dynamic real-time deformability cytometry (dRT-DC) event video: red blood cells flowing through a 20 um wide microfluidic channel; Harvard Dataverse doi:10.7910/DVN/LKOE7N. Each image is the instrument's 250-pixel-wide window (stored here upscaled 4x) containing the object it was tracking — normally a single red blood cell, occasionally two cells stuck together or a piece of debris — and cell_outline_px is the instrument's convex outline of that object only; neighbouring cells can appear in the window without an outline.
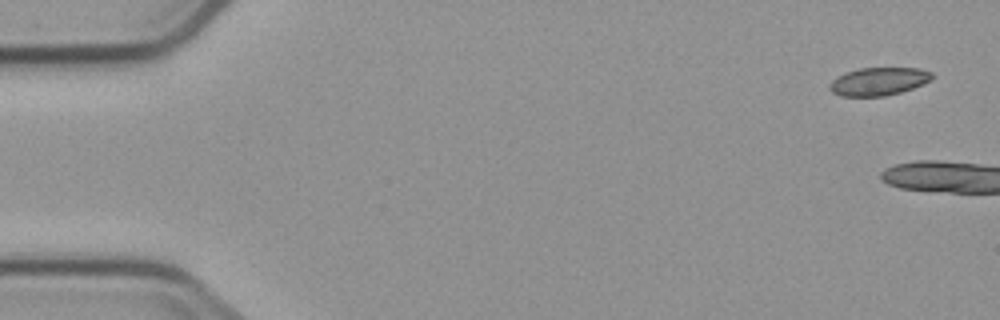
{"species": "common noctule bat (a hibernating species)", "species_latin": "Nyctalus noctula", "temperature_condition": "cold", "stored_images_in_passage": 2, "camera_frame_rate_fps": 3000, "um_per_image_px": 0.085, "animal": {"sex": "male", "body_mass_g": 23.1, "forearm_length_mm": 52.7}, "frame": {"image": 1, "passage_image": 1, "time_ms": 0.0, "image_size_px": [1000, 320], "cell_outline_px": [[932, 80], [912, 88], [900, 92], [884, 96], [840, 96], [832, 92], [828, 88], [828, 84], [836, 76], [860, 68], [920, 68], [932, 72]], "centroid_in_image_um": [74.66, 6.92], "position_along_channel_um": 10.3, "area_um2": 16.7}}